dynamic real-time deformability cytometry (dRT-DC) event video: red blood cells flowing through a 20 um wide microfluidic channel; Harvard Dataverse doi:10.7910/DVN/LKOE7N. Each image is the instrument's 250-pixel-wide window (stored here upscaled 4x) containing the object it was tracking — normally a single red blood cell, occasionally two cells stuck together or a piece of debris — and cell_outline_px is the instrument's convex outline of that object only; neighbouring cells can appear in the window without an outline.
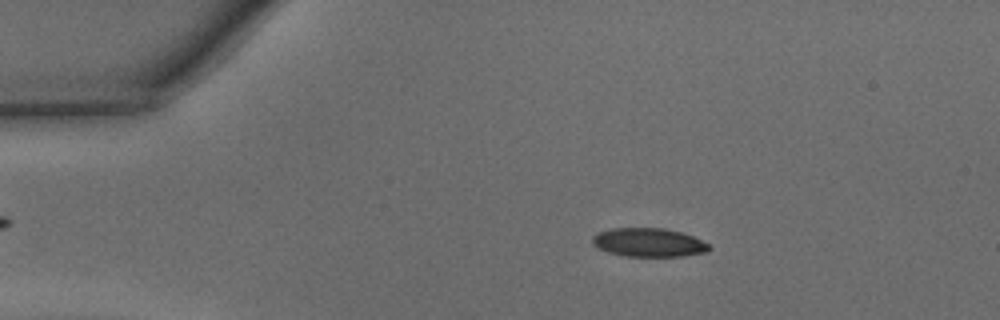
{"species": "common noctule bat (a hibernating species)", "species_latin": "Nyctalus noctula", "temperature_condition": "warm", "stored_images_in_passage": 46, "camera_frame_rate_fps": 3000, "um_per_image_px": 0.085, "animal": {"sex": "male", "body_mass_g": 15.6}, "frame": {"image": 1, "passage_image": 8, "time_ms": 2.333, "image_size_px": [1000, 320], "cell_outline_px": [[712, 248], [708, 252], [684, 256], [624, 256], [608, 252], [592, 244], [592, 236], [596, 232], [612, 228], [664, 228], [680, 232], [692, 236], [708, 244]], "centroid_in_image_um": [55.12, 20.61], "position_along_channel_um": 29.9, "area_um2": 19.54}}
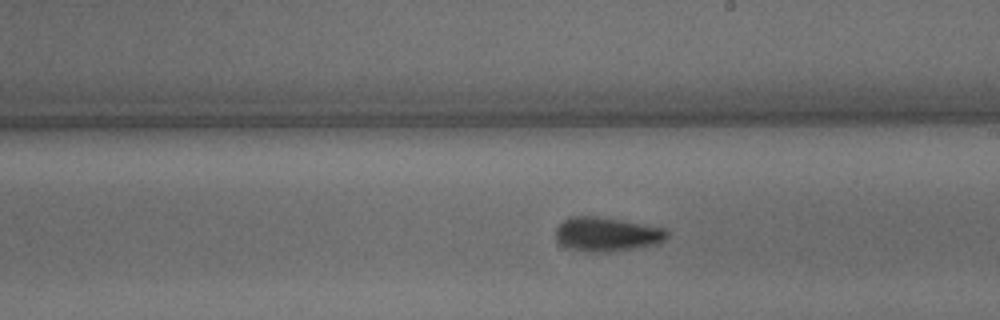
{"frame": {"image": 2, "passage_image": 26, "time_ms": 8.333, "image_size_px": [1000, 320], "cell_outline_px": [[668, 236], [660, 244], [608, 252], [588, 252], [568, 248], [560, 244], [556, 236], [556, 228], [564, 220], [572, 216], [600, 216], [664, 228], [668, 232]], "centroid_in_image_um": [51.59, 19.91], "position_along_channel_um": 237.4, "area_um2": 22.2}}
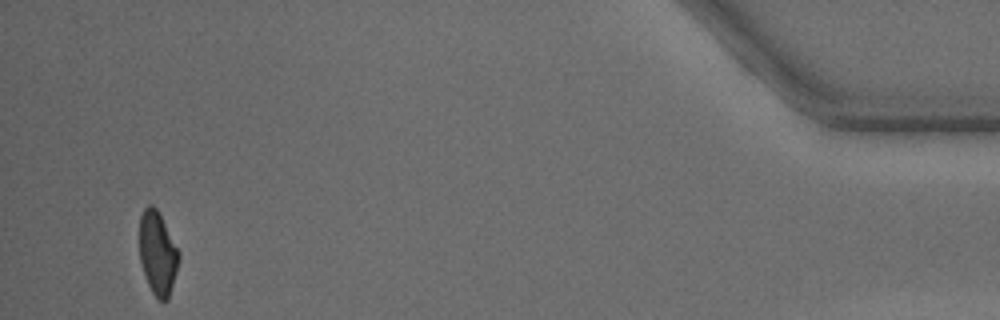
{"frame": {"image": 3, "passage_image": 44, "time_ms": 14.333, "image_size_px": [1000, 320], "cell_outline_px": [[180, 256], [176, 272], [168, 300], [160, 300], [152, 292], [144, 276], [140, 260], [140, 216], [144, 208], [148, 204], [152, 204], [156, 208], [180, 252]], "centroid_in_image_um": [13.39, 21.51], "position_along_channel_um": 421.8, "area_um2": 18.96}, "authors_computed_cell_mechanics": {"area_um2": 20.519, "velocity_mm_per_s": 4.3657, "shape_relaxation_time_tau1_ms": 4.0807, "shape_relaxation_time_tau2_ms": 1.7282, "deformation_change_tau1": 0.1486, "deformation_change_tau2": 0.0858}}